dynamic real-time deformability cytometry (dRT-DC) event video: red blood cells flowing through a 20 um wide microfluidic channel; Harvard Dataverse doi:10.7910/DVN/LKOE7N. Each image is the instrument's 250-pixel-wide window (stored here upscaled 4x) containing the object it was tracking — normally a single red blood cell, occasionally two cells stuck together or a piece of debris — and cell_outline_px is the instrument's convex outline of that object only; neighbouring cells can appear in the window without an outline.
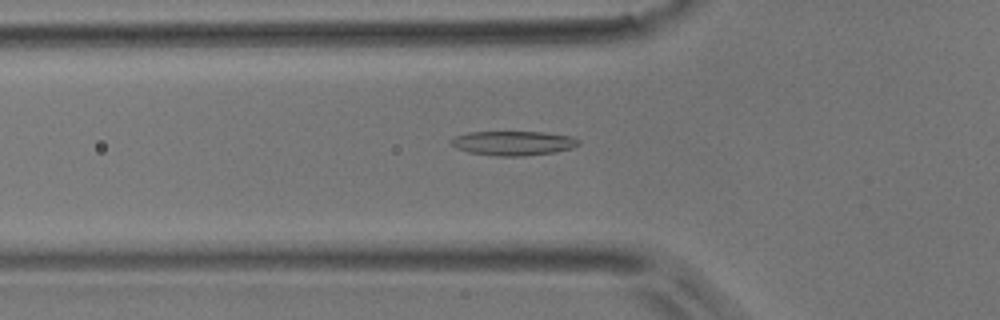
{"species": "common noctule bat (a hibernating species)", "species_latin": "Nyctalus noctula", "temperature_condition": "room temperature", "stored_images_in_passage": 37, "camera_frame_rate_fps": 3000, "um_per_image_px": 0.085, "animal": {"sex": "male", "body_mass_g": 17.9}, "frame": {"image": 1, "passage_image": 4, "time_ms": 1.0, "image_size_px": [1000, 320], "cell_outline_px": [[580, 144], [572, 148], [556, 152], [524, 156], [496, 156], [468, 152], [456, 148], [448, 144], [448, 140], [456, 136], [468, 132], [544, 132], [572, 136], [580, 140]], "centroid_in_image_um": [43.61, 12.17], "position_along_channel_um": 82.2, "area_um2": 18.38}}
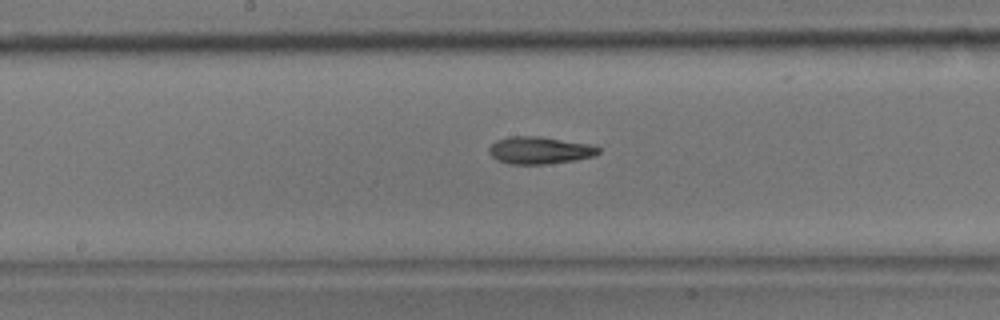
{"frame": {"image": 2, "passage_image": 13, "time_ms": 4.0, "image_size_px": [1000, 320], "cell_outline_px": [[600, 152], [592, 156], [576, 160], [544, 164], [508, 164], [496, 160], [488, 152], [488, 148], [496, 140], [508, 136], [540, 136], [588, 144], [600, 148]], "centroid_in_image_um": [45.81, 12.77], "position_along_channel_um": 202.4, "area_um2": 17.4}}
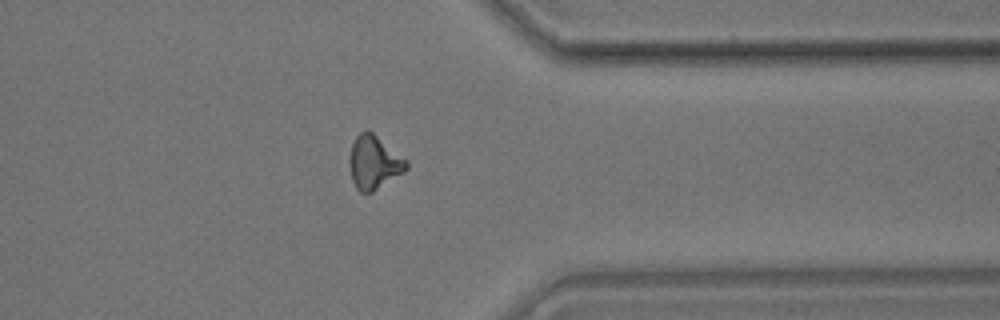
{"frame": {"image": 3, "passage_image": 27, "time_ms": 8.667, "image_size_px": [1000, 320], "cell_outline_px": [[408, 168], [404, 172], [372, 192], [360, 192], [356, 188], [352, 180], [352, 144], [356, 136], [364, 128], [368, 128], [408, 160]], "centroid_in_image_um": [31.84, 13.77], "position_along_channel_um": 379.6, "area_um2": 17.46}, "authors_computed_cell_mechanics": {"area_um2": 16.8776, "velocity_mm_per_s": 3.9704, "shape_relaxation_time_tau1_ms": 7.1413, "shape_relaxation_time_tau2_ms": 3.0421, "deformation_change_tau1": 0.1914, "deformation_change_tau2": 0.1134}}